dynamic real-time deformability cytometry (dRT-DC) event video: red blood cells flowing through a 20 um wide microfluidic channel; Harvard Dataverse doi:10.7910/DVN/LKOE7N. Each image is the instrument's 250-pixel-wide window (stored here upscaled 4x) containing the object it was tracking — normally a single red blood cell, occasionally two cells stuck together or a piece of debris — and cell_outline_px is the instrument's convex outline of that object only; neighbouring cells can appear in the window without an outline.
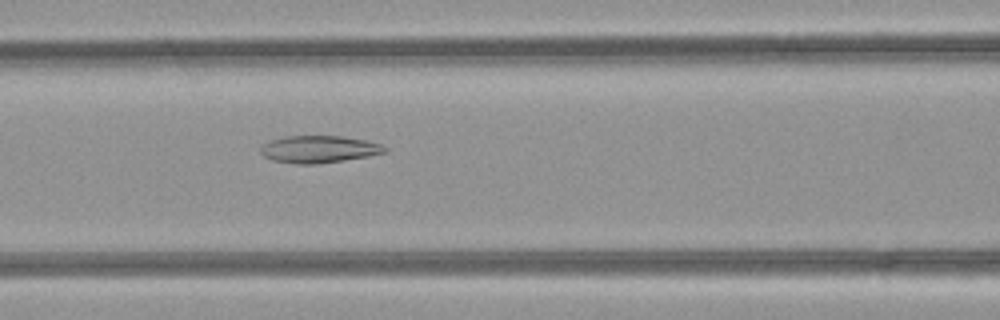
{"species": "common noctule bat (a hibernating species)", "species_latin": "Nyctalus noctula", "temperature_condition": "room temperature", "stored_images_in_passage": 31, "camera_frame_rate_fps": 3000, "um_per_image_px": 0.085, "animal": {"sex": "female", "body_mass_g": 21.9}, "frame": {"image": 1, "passage_image": 9, "time_ms": 2.667, "image_size_px": [1000, 320], "cell_outline_px": [[388, 152], [368, 156], [344, 160], [316, 164], [296, 164], [272, 160], [264, 156], [260, 152], [260, 148], [264, 144], [272, 140], [284, 136], [340, 136], [368, 140], [380, 144], [388, 148]], "centroid_in_image_um": [27.13, 12.68], "position_along_channel_um": 139.5, "area_um2": 19.71}}
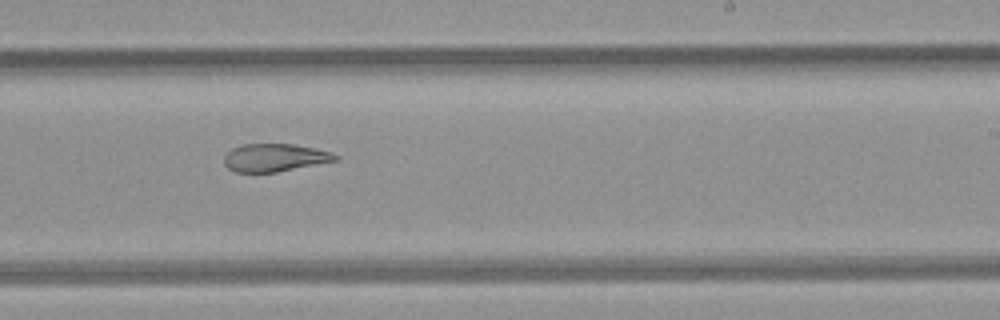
{"frame": {"image": 2, "passage_image": 18, "time_ms": 5.667, "image_size_px": [1000, 320], "cell_outline_px": [[340, 160], [276, 172], [236, 172], [228, 168], [224, 164], [224, 156], [232, 148], [244, 144], [292, 144], [316, 148], [332, 152], [340, 156]], "centroid_in_image_um": [23.39, 13.4], "position_along_channel_um": 265.6, "area_um2": 18.15}}
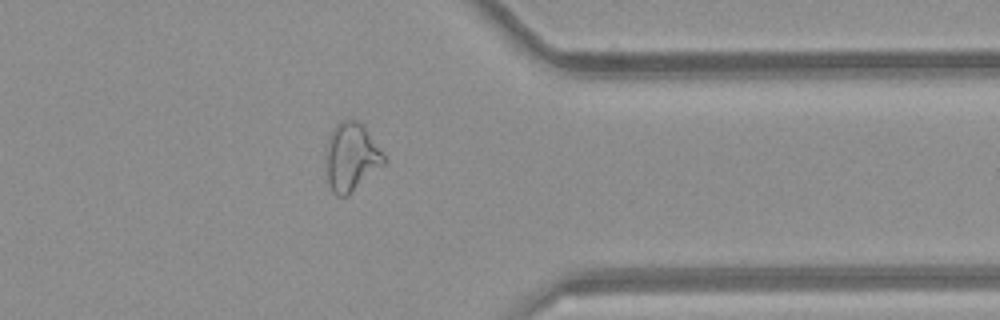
{"frame": {"image": 3, "passage_image": 27, "time_ms": 8.667, "image_size_px": [1000, 320], "cell_outline_px": [[388, 160], [384, 164], [348, 196], [336, 196], [332, 192], [328, 184], [324, 160], [324, 152], [328, 140], [336, 124], [344, 120], [356, 120], [364, 124]], "centroid_in_image_um": [29.84, 13.36], "position_along_channel_um": 381.6, "area_um2": 23.52}}